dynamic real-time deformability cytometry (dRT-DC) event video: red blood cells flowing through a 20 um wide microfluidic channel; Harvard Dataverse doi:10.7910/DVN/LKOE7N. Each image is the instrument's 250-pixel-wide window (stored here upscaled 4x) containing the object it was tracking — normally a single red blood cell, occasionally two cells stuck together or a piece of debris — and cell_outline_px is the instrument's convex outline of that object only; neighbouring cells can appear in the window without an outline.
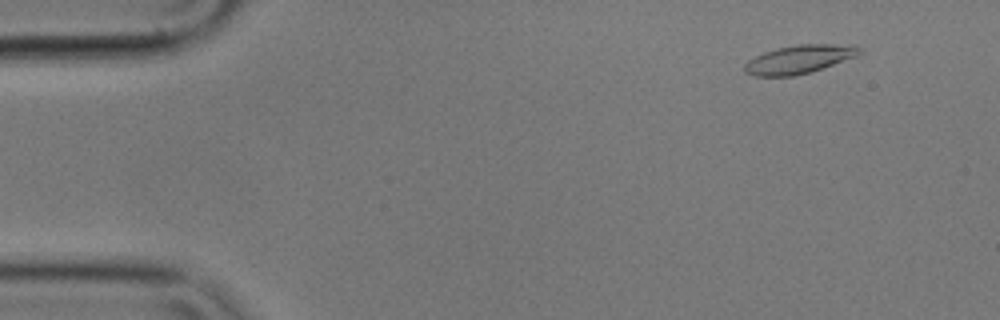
{"species": "common noctule bat (a hibernating species)", "species_latin": "Nyctalus noctula", "temperature_condition": "cold", "stored_images_in_passage": 57, "camera_frame_rate_fps": 3000, "um_per_image_px": 0.085, "animal": {"sex": "male", "body_mass_g": 17.9}, "frame": {"image": 1, "passage_image": 6, "time_ms": 1.667, "image_size_px": [1000, 320], "cell_outline_px": [[864, 52], [856, 56], [808, 72], [792, 76], [756, 76], [744, 72], [744, 64], [748, 60], [764, 52], [776, 48], [796, 44], [856, 44]], "centroid_in_image_um": [67.93, 5.01], "position_along_channel_um": 17.1, "area_um2": 18.96}}
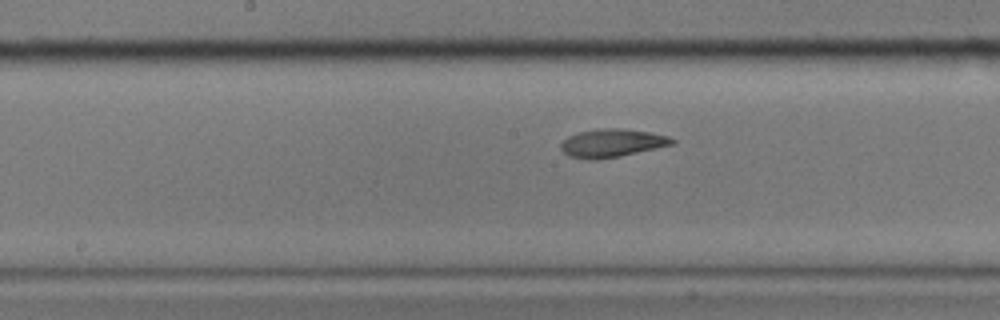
{"frame": {"image": 2, "passage_image": 29, "time_ms": 9.333, "image_size_px": [1000, 320], "cell_outline_px": [[676, 144], [620, 156], [596, 160], [592, 160], [568, 156], [560, 148], [560, 144], [568, 136], [576, 132], [600, 128], [620, 128], [648, 132], [668, 136], [676, 140]], "centroid_in_image_um": [52.01, 12.16], "position_along_channel_um": 196.2, "area_um2": 18.38}}
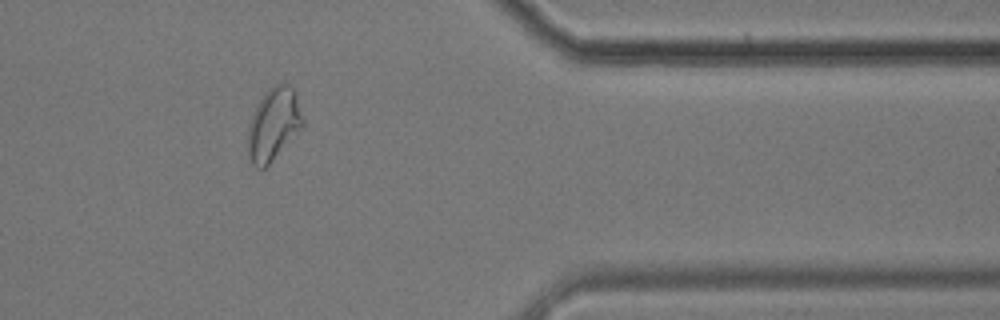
{"frame": {"image": 3, "passage_image": 47, "time_ms": 15.333, "image_size_px": [1000, 320], "cell_outline_px": [[304, 124], [268, 164], [264, 168], [256, 168], [252, 164], [248, 156], [248, 128], [252, 116], [264, 92], [272, 84], [288, 84], [296, 92], [304, 120]], "centroid_in_image_um": [23.25, 10.53], "position_along_channel_um": 388.2, "area_um2": 22.83}, "authors_computed_cell_mechanics": {"area_um2": 18.785, "velocity_mm_per_s": 3.5289, "shape_relaxation_time_tau1_ms": 4.6577, "shape_relaxation_time_tau2_ms": 2.0355, "deformation_change_tau1": 0.1403, "deformation_change_tau2": 0.0726}}